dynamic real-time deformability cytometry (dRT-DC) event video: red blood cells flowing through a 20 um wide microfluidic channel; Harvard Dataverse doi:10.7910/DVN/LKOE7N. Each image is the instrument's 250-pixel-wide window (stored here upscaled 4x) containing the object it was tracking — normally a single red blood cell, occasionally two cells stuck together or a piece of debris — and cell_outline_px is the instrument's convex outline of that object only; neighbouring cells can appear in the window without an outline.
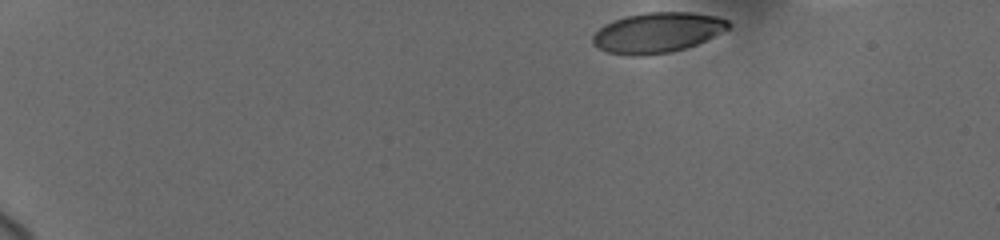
{"species": "human", "species_latin": "Homo sapiens", "temperature_condition": "cold", "stored_images_in_passage": 49, "camera_frame_rate_fps": 3000, "um_per_image_px": 0.085, "donor": {"sex": "female"}, "frame": {"image": 1, "passage_image": 1, "time_ms": 0.0, "image_size_px": [1000, 240], "cell_outline_px": [[732, 24], [728, 28], [696, 44], [684, 48], [668, 52], [640, 56], [608, 52], [592, 44], [592, 36], [604, 24], [612, 20], [624, 16], [648, 12], [692, 12], [716, 16], [728, 20]], "centroid_in_image_um": [55.85, 2.75], "position_along_channel_um": 29.2, "area_um2": 31.5}}
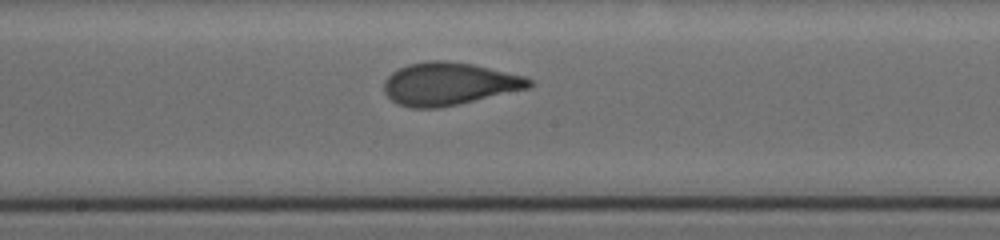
{"frame": {"image": 2, "passage_image": 30, "time_ms": 8.0, "image_size_px": [1000, 240], "cell_outline_px": [[532, 84], [528, 88], [456, 104], [436, 108], [412, 108], [396, 104], [384, 92], [384, 80], [392, 72], [408, 64], [428, 60], [448, 60], [472, 64], [524, 76], [532, 80]], "centroid_in_image_um": [38.11, 7.11], "position_along_channel_um": 210.1, "area_um2": 35.78}}
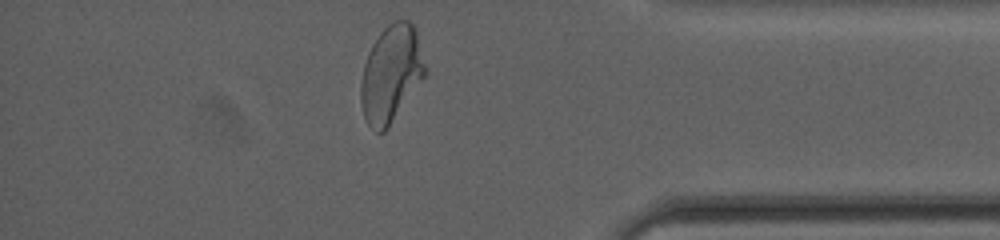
{"frame": {"image": 3, "passage_image": 47, "time_ms": 13.667, "image_size_px": [1000, 240], "cell_outline_px": [[428, 72], [388, 128], [384, 132], [376, 132], [368, 124], [364, 116], [360, 100], [360, 84], [364, 64], [368, 52], [372, 44], [380, 32], [388, 24], [396, 20], [408, 20], [412, 24], [416, 32]], "centroid_in_image_um": [33.24, 6.28], "position_along_channel_um": 402.0, "area_um2": 36.3}, "authors_computed_cell_mechanics": {"area_um2": 34.969, "velocity_mm_per_s": 3.6895, "shape_relaxation_time_tau1_ms": 5.4627, "shape_relaxation_time_tau2_ms": null, "deformation_change_tau1": 0.1857, "deformation_change_tau2": null}}